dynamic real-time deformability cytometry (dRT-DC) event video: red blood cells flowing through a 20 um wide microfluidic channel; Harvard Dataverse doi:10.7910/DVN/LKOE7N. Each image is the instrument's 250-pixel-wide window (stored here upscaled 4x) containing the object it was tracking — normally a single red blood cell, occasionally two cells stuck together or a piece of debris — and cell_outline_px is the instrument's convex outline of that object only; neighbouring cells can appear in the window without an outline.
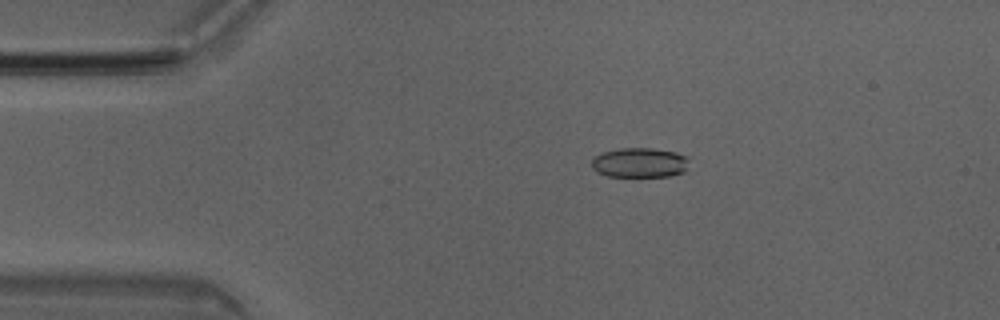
{"species": "Egyptian fruit bat (a non-hibernating species)", "species_latin": "Rousettus aegyptiacus", "temperature_condition": "room temperature", "stored_images_in_passage": 51, "camera_frame_rate_fps": 3000, "um_per_image_px": 0.085, "animal": {"sex": "male"}, "frame": {"image": 1, "passage_image": 10, "time_ms": 3.0, "image_size_px": [1000, 320], "cell_outline_px": [[688, 160], [684, 172], [668, 176], [608, 176], [596, 172], [592, 168], [592, 156], [600, 152], [620, 148], [652, 148], [676, 152], [684, 156]], "centroid_in_image_um": [54.3, 13.81], "position_along_channel_um": 30.7, "area_um2": 16.94}}
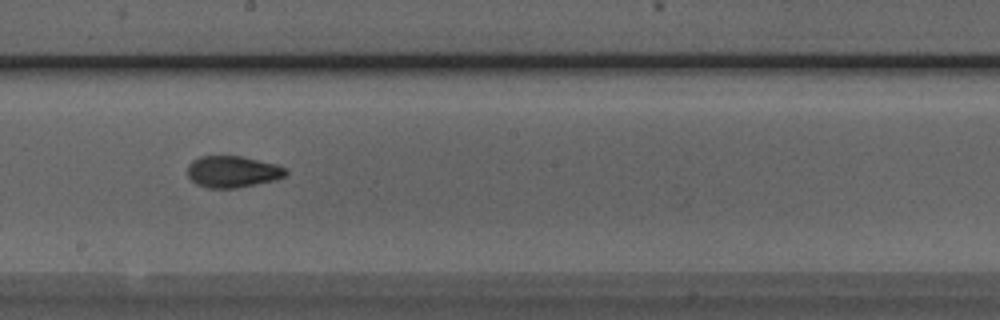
{"frame": {"image": 2, "passage_image": 28, "time_ms": 9.0, "image_size_px": [1000, 320], "cell_outline_px": [[288, 172], [284, 176], [276, 180], [236, 188], [208, 188], [196, 184], [188, 176], [188, 164], [192, 160], [200, 156], [240, 156], [276, 164], [284, 168]], "centroid_in_image_um": [19.75, 14.59], "position_along_channel_um": 228.4, "area_um2": 18.03}}
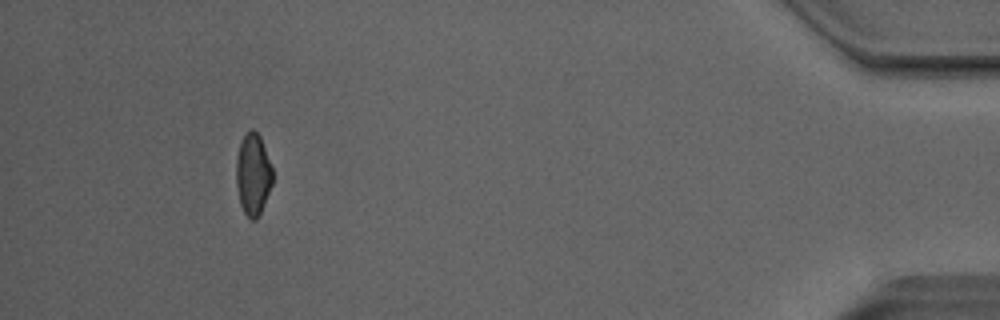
{"frame": {"image": 3, "passage_image": 47, "time_ms": 15.333, "image_size_px": [1000, 320], "cell_outline_px": [[272, 184], [260, 212], [256, 220], [252, 220], [244, 212], [240, 204], [236, 184], [236, 156], [240, 140], [252, 128], [260, 136], [272, 168]], "centroid_in_image_um": [21.48, 14.8], "position_along_channel_um": 413.7, "area_um2": 17.17}, "authors_computed_cell_mechanics": {"area_um2": 17.9758, "velocity_mm_per_s": 4.051, "shape_relaxation_time_tau1_ms": 4.1841, "shape_relaxation_time_tau2_ms": 1.7462, "deformation_change_tau1": 0.1133, "deformation_change_tau2": 0.0672}}